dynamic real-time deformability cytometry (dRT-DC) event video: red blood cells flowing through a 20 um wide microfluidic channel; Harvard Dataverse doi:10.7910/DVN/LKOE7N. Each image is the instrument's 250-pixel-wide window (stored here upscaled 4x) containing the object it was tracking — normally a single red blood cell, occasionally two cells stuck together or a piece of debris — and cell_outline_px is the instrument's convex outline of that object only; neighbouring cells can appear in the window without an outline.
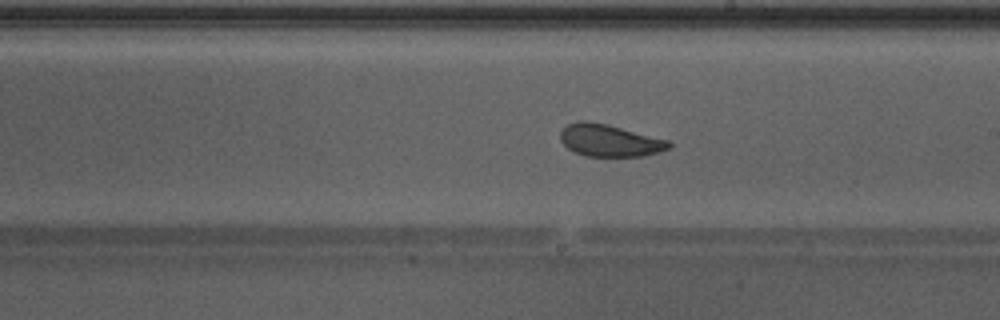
{"species": "Egyptian fruit bat (a non-hibernating species)", "species_latin": "Rousettus aegyptiacus", "temperature_condition": "warm", "stored_images_in_passage": 49, "camera_frame_rate_fps": 3000, "um_per_image_px": 0.085, "animal": {"sex": "male"}, "frame": {"image": 1, "passage_image": 28, "time_ms": 9.0, "image_size_px": [1000, 320], "cell_outline_px": [[672, 148], [660, 152], [644, 156], [584, 156], [568, 148], [560, 140], [560, 132], [568, 124], [580, 120], [588, 120], [608, 124], [668, 140], [672, 144]], "centroid_in_image_um": [51.83, 11.94], "position_along_channel_um": 237.2, "area_um2": 20.46}, "authors_computed_cell_mechanics": {"area_um2": 22.5998, "velocity_mm_per_s": 4.2769, "shape_relaxation_time_tau1_ms": 2.4646, "shape_relaxation_time_tau2_ms": 1.3858, "deformation_change_tau1": 0.0974, "deformation_change_tau2": 0.0808}}